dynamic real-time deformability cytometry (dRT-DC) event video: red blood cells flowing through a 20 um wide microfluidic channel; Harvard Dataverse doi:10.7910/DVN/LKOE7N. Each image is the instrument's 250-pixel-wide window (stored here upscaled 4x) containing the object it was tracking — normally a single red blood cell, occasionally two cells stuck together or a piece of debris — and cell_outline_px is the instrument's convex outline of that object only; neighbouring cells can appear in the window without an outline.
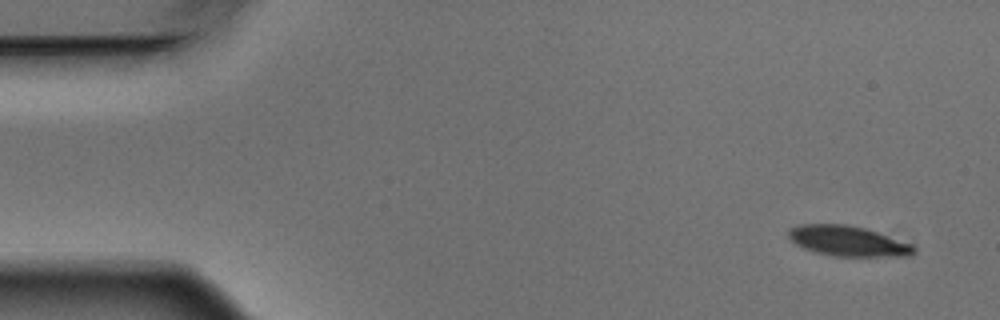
{"species": "Egyptian fruit bat (a non-hibernating species)", "species_latin": "Rousettus aegyptiacus", "temperature_condition": "warm", "stored_images_in_passage": 4, "camera_frame_rate_fps": 3000, "um_per_image_px": 0.085, "animal": {"sex": "male"}, "frame": {"image": 1, "passage_image": 1, "time_ms": 0.0, "image_size_px": [1000, 320], "cell_outline_px": [[916, 252], [908, 256], [832, 256], [816, 252], [804, 248], [796, 244], [788, 236], [788, 232], [792, 228], [800, 224], [844, 224], [864, 228], [912, 244], [916, 248]], "centroid_in_image_um": [72.08, 20.49], "position_along_channel_um": 12.9, "area_um2": 21.85}}